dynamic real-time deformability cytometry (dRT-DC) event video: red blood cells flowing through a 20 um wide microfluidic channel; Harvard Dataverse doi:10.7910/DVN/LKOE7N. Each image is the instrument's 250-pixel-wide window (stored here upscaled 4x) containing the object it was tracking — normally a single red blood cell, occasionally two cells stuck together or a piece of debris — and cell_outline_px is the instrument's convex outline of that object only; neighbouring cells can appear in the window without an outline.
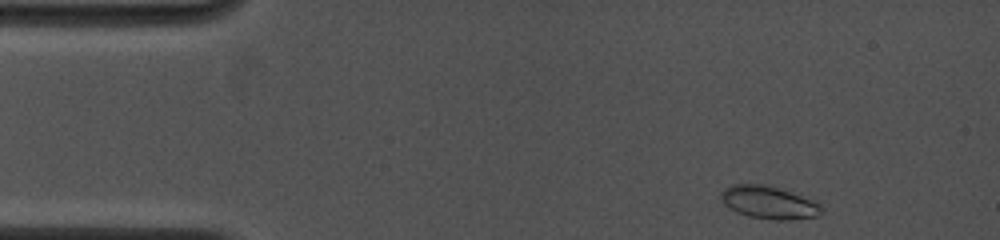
{"species": "common noctule bat (a hibernating species)", "species_latin": "Nyctalus noctula", "temperature_condition": "cold", "stored_images_in_passage": 50, "camera_frame_rate_fps": 4500, "um_per_image_px": 0.085, "animal": {"sex": "female", "body_mass_g": 19.0, "forearm_length_mm": 53.3}, "frame": {"image": 1, "passage_image": 1, "time_ms": 0.0, "image_size_px": [1000, 240], "cell_outline_px": [[824, 212], [820, 216], [792, 220], [776, 220], [748, 216], [736, 212], [724, 204], [720, 200], [720, 192], [724, 188], [732, 184], [764, 184], [812, 200], [820, 204], [824, 208]], "centroid_in_image_um": [65.34, 17.23], "position_along_channel_um": 19.7, "area_um2": 19.25}}
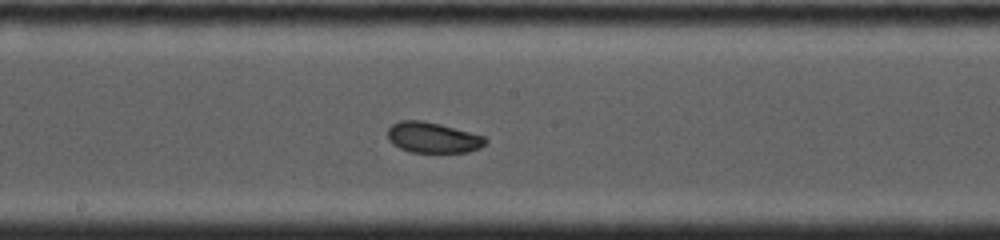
{"frame": {"image": 2, "passage_image": 24, "time_ms": 6.889, "image_size_px": [1000, 240], "cell_outline_px": [[488, 140], [480, 148], [468, 152], [412, 152], [400, 148], [392, 144], [388, 140], [388, 128], [392, 124], [400, 120], [420, 120], [440, 124], [484, 136]], "centroid_in_image_um": [36.77, 11.69], "position_along_channel_um": 211.4, "area_um2": 17.4}}
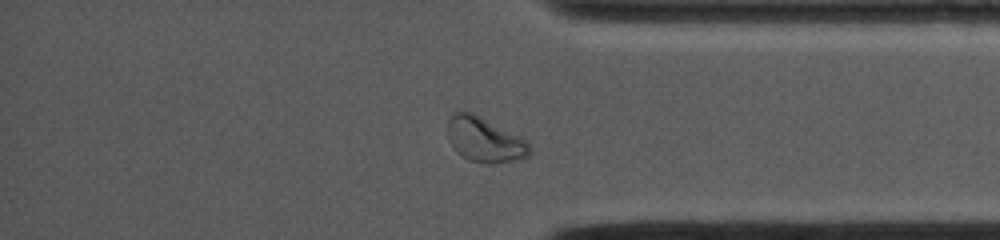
{"frame": {"image": 3, "passage_image": 43, "time_ms": 11.556, "image_size_px": [1000, 240], "cell_outline_px": [[532, 152], [528, 156], [512, 160], [492, 164], [488, 164], [468, 160], [456, 152], [448, 136], [448, 120], [460, 108], [472, 112], [528, 140], [532, 148]], "centroid_in_image_um": [41.21, 11.86], "position_along_channel_um": 394.0, "area_um2": 21.56}, "authors_computed_cell_mechanics": {"area_um2": 18.0336, "velocity_mm_per_s": 3.9328, "shape_relaxation_time_tau1_ms": 6.5591, "shape_relaxation_time_tau2_ms": 1.2279, "deformation_change_tau1": 0.1479, "deformation_change_tau2": 0.0456}}